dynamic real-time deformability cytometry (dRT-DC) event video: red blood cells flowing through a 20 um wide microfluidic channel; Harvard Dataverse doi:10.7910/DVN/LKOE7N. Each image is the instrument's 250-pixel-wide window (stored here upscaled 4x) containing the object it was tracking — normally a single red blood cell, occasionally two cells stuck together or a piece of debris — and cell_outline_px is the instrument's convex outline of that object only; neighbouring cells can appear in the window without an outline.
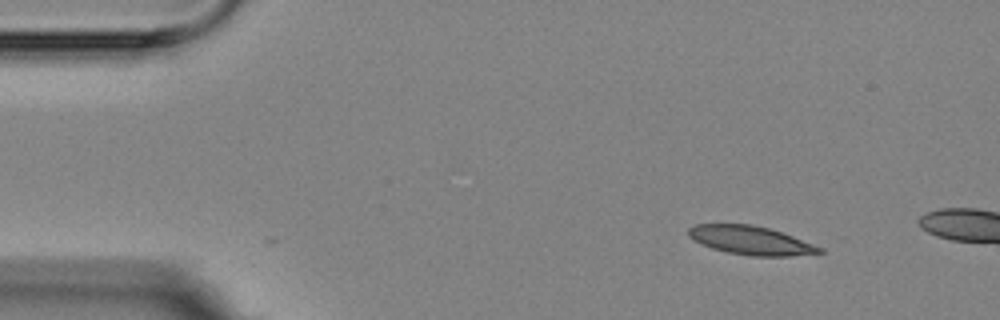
{"species": "Egyptian fruit bat (a non-hibernating species)", "species_latin": "Rousettus aegyptiacus", "temperature_condition": "room temperature", "stored_images_in_passage": 3, "camera_frame_rate_fps": 3000, "um_per_image_px": 0.085, "animal": {"sex": "female"}, "frame": {"image": 1, "passage_image": 1, "time_ms": 0.0, "image_size_px": [1000, 320], "cell_outline_px": [[824, 252], [788, 256], [752, 256], [728, 252], [712, 248], [688, 236], [688, 228], [696, 224], [752, 224], [768, 228], [792, 236], [824, 248]], "centroid_in_image_um": [63.82, 20.43], "position_along_channel_um": 21.2, "area_um2": 21.56}}